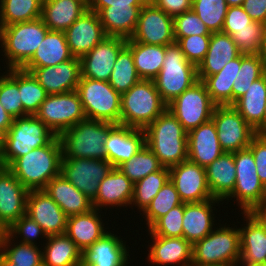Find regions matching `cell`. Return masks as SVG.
I'll return each mask as SVG.
<instances>
[{
  "mask_svg": "<svg viewBox=\"0 0 266 266\" xmlns=\"http://www.w3.org/2000/svg\"><path fill=\"white\" fill-rule=\"evenodd\" d=\"M259 56H260L261 60L264 62V65L266 68V23L264 24L263 40H262V45L260 48Z\"/></svg>",
  "mask_w": 266,
  "mask_h": 266,
  "instance_id": "62",
  "label": "cell"
},
{
  "mask_svg": "<svg viewBox=\"0 0 266 266\" xmlns=\"http://www.w3.org/2000/svg\"><path fill=\"white\" fill-rule=\"evenodd\" d=\"M242 8L253 21L266 23V0H244Z\"/></svg>",
  "mask_w": 266,
  "mask_h": 266,
  "instance_id": "59",
  "label": "cell"
},
{
  "mask_svg": "<svg viewBox=\"0 0 266 266\" xmlns=\"http://www.w3.org/2000/svg\"><path fill=\"white\" fill-rule=\"evenodd\" d=\"M55 137L56 134L35 115L15 118L6 133L1 166L8 167L18 157L48 145Z\"/></svg>",
  "mask_w": 266,
  "mask_h": 266,
  "instance_id": "6",
  "label": "cell"
},
{
  "mask_svg": "<svg viewBox=\"0 0 266 266\" xmlns=\"http://www.w3.org/2000/svg\"><path fill=\"white\" fill-rule=\"evenodd\" d=\"M35 116L56 136L87 119L77 90L47 95Z\"/></svg>",
  "mask_w": 266,
  "mask_h": 266,
  "instance_id": "10",
  "label": "cell"
},
{
  "mask_svg": "<svg viewBox=\"0 0 266 266\" xmlns=\"http://www.w3.org/2000/svg\"><path fill=\"white\" fill-rule=\"evenodd\" d=\"M73 57L64 32L49 30L32 58L23 67L56 66Z\"/></svg>",
  "mask_w": 266,
  "mask_h": 266,
  "instance_id": "36",
  "label": "cell"
},
{
  "mask_svg": "<svg viewBox=\"0 0 266 266\" xmlns=\"http://www.w3.org/2000/svg\"><path fill=\"white\" fill-rule=\"evenodd\" d=\"M14 118L9 115L0 103V130L7 133L13 123Z\"/></svg>",
  "mask_w": 266,
  "mask_h": 266,
  "instance_id": "61",
  "label": "cell"
},
{
  "mask_svg": "<svg viewBox=\"0 0 266 266\" xmlns=\"http://www.w3.org/2000/svg\"><path fill=\"white\" fill-rule=\"evenodd\" d=\"M266 229V197L248 212Z\"/></svg>",
  "mask_w": 266,
  "mask_h": 266,
  "instance_id": "60",
  "label": "cell"
},
{
  "mask_svg": "<svg viewBox=\"0 0 266 266\" xmlns=\"http://www.w3.org/2000/svg\"><path fill=\"white\" fill-rule=\"evenodd\" d=\"M77 266H95L93 264L86 263L83 259L80 261V263Z\"/></svg>",
  "mask_w": 266,
  "mask_h": 266,
  "instance_id": "67",
  "label": "cell"
},
{
  "mask_svg": "<svg viewBox=\"0 0 266 266\" xmlns=\"http://www.w3.org/2000/svg\"><path fill=\"white\" fill-rule=\"evenodd\" d=\"M62 157L61 142L56 136L48 145L18 157L7 168L27 190H41L60 175Z\"/></svg>",
  "mask_w": 266,
  "mask_h": 266,
  "instance_id": "2",
  "label": "cell"
},
{
  "mask_svg": "<svg viewBox=\"0 0 266 266\" xmlns=\"http://www.w3.org/2000/svg\"><path fill=\"white\" fill-rule=\"evenodd\" d=\"M100 211L93 208L87 213L68 217L65 234L82 252L108 232L100 218Z\"/></svg>",
  "mask_w": 266,
  "mask_h": 266,
  "instance_id": "30",
  "label": "cell"
},
{
  "mask_svg": "<svg viewBox=\"0 0 266 266\" xmlns=\"http://www.w3.org/2000/svg\"><path fill=\"white\" fill-rule=\"evenodd\" d=\"M43 190L68 217L93 209L92 201L61 174L52 178Z\"/></svg>",
  "mask_w": 266,
  "mask_h": 266,
  "instance_id": "29",
  "label": "cell"
},
{
  "mask_svg": "<svg viewBox=\"0 0 266 266\" xmlns=\"http://www.w3.org/2000/svg\"><path fill=\"white\" fill-rule=\"evenodd\" d=\"M46 240L43 266H77L82 260V251L65 233L50 235Z\"/></svg>",
  "mask_w": 266,
  "mask_h": 266,
  "instance_id": "39",
  "label": "cell"
},
{
  "mask_svg": "<svg viewBox=\"0 0 266 266\" xmlns=\"http://www.w3.org/2000/svg\"><path fill=\"white\" fill-rule=\"evenodd\" d=\"M242 214L246 226L239 228L241 256L238 263L266 265V229L248 212Z\"/></svg>",
  "mask_w": 266,
  "mask_h": 266,
  "instance_id": "32",
  "label": "cell"
},
{
  "mask_svg": "<svg viewBox=\"0 0 266 266\" xmlns=\"http://www.w3.org/2000/svg\"><path fill=\"white\" fill-rule=\"evenodd\" d=\"M240 66L241 54L229 61L218 73L208 77H198L216 105H232V86Z\"/></svg>",
  "mask_w": 266,
  "mask_h": 266,
  "instance_id": "37",
  "label": "cell"
},
{
  "mask_svg": "<svg viewBox=\"0 0 266 266\" xmlns=\"http://www.w3.org/2000/svg\"><path fill=\"white\" fill-rule=\"evenodd\" d=\"M43 0H0V28L41 17Z\"/></svg>",
  "mask_w": 266,
  "mask_h": 266,
  "instance_id": "40",
  "label": "cell"
},
{
  "mask_svg": "<svg viewBox=\"0 0 266 266\" xmlns=\"http://www.w3.org/2000/svg\"><path fill=\"white\" fill-rule=\"evenodd\" d=\"M244 0H226L228 6H242Z\"/></svg>",
  "mask_w": 266,
  "mask_h": 266,
  "instance_id": "65",
  "label": "cell"
},
{
  "mask_svg": "<svg viewBox=\"0 0 266 266\" xmlns=\"http://www.w3.org/2000/svg\"><path fill=\"white\" fill-rule=\"evenodd\" d=\"M266 73L259 55L241 54V66L232 86V104L248 91L250 85Z\"/></svg>",
  "mask_w": 266,
  "mask_h": 266,
  "instance_id": "42",
  "label": "cell"
},
{
  "mask_svg": "<svg viewBox=\"0 0 266 266\" xmlns=\"http://www.w3.org/2000/svg\"><path fill=\"white\" fill-rule=\"evenodd\" d=\"M211 35H191L189 37L175 38L185 58L198 67L204 59L210 42Z\"/></svg>",
  "mask_w": 266,
  "mask_h": 266,
  "instance_id": "52",
  "label": "cell"
},
{
  "mask_svg": "<svg viewBox=\"0 0 266 266\" xmlns=\"http://www.w3.org/2000/svg\"><path fill=\"white\" fill-rule=\"evenodd\" d=\"M131 39L149 45L173 44L176 42L173 18L148 1L140 10L137 27Z\"/></svg>",
  "mask_w": 266,
  "mask_h": 266,
  "instance_id": "15",
  "label": "cell"
},
{
  "mask_svg": "<svg viewBox=\"0 0 266 266\" xmlns=\"http://www.w3.org/2000/svg\"><path fill=\"white\" fill-rule=\"evenodd\" d=\"M28 193L7 167H0V226L4 230L26 213Z\"/></svg>",
  "mask_w": 266,
  "mask_h": 266,
  "instance_id": "19",
  "label": "cell"
},
{
  "mask_svg": "<svg viewBox=\"0 0 266 266\" xmlns=\"http://www.w3.org/2000/svg\"><path fill=\"white\" fill-rule=\"evenodd\" d=\"M172 18L192 10V0H149Z\"/></svg>",
  "mask_w": 266,
  "mask_h": 266,
  "instance_id": "57",
  "label": "cell"
},
{
  "mask_svg": "<svg viewBox=\"0 0 266 266\" xmlns=\"http://www.w3.org/2000/svg\"><path fill=\"white\" fill-rule=\"evenodd\" d=\"M144 145L143 129L116 124L106 138V160L118 168L122 163L131 160Z\"/></svg>",
  "mask_w": 266,
  "mask_h": 266,
  "instance_id": "22",
  "label": "cell"
},
{
  "mask_svg": "<svg viewBox=\"0 0 266 266\" xmlns=\"http://www.w3.org/2000/svg\"><path fill=\"white\" fill-rule=\"evenodd\" d=\"M264 33V23L253 21L248 28L234 29L231 38L243 55H259Z\"/></svg>",
  "mask_w": 266,
  "mask_h": 266,
  "instance_id": "50",
  "label": "cell"
},
{
  "mask_svg": "<svg viewBox=\"0 0 266 266\" xmlns=\"http://www.w3.org/2000/svg\"><path fill=\"white\" fill-rule=\"evenodd\" d=\"M133 188L134 183L119 168L113 167L100 182L98 194L92 201V206L98 210L103 209L104 206H112V208L125 206L126 208L131 205Z\"/></svg>",
  "mask_w": 266,
  "mask_h": 266,
  "instance_id": "24",
  "label": "cell"
},
{
  "mask_svg": "<svg viewBox=\"0 0 266 266\" xmlns=\"http://www.w3.org/2000/svg\"><path fill=\"white\" fill-rule=\"evenodd\" d=\"M228 8L226 0H192V10L211 33L222 31Z\"/></svg>",
  "mask_w": 266,
  "mask_h": 266,
  "instance_id": "49",
  "label": "cell"
},
{
  "mask_svg": "<svg viewBox=\"0 0 266 266\" xmlns=\"http://www.w3.org/2000/svg\"><path fill=\"white\" fill-rule=\"evenodd\" d=\"M7 71L4 72L7 75L0 76V103L14 119L27 116L18 89V68H10Z\"/></svg>",
  "mask_w": 266,
  "mask_h": 266,
  "instance_id": "46",
  "label": "cell"
},
{
  "mask_svg": "<svg viewBox=\"0 0 266 266\" xmlns=\"http://www.w3.org/2000/svg\"><path fill=\"white\" fill-rule=\"evenodd\" d=\"M188 160L206 168L224 153L212 120L187 132Z\"/></svg>",
  "mask_w": 266,
  "mask_h": 266,
  "instance_id": "23",
  "label": "cell"
},
{
  "mask_svg": "<svg viewBox=\"0 0 266 266\" xmlns=\"http://www.w3.org/2000/svg\"><path fill=\"white\" fill-rule=\"evenodd\" d=\"M242 266H266L264 264H242Z\"/></svg>",
  "mask_w": 266,
  "mask_h": 266,
  "instance_id": "69",
  "label": "cell"
},
{
  "mask_svg": "<svg viewBox=\"0 0 266 266\" xmlns=\"http://www.w3.org/2000/svg\"><path fill=\"white\" fill-rule=\"evenodd\" d=\"M77 92L87 119L120 124L121 94L109 82L80 77Z\"/></svg>",
  "mask_w": 266,
  "mask_h": 266,
  "instance_id": "9",
  "label": "cell"
},
{
  "mask_svg": "<svg viewBox=\"0 0 266 266\" xmlns=\"http://www.w3.org/2000/svg\"><path fill=\"white\" fill-rule=\"evenodd\" d=\"M143 6H110L99 13L100 22L106 36L130 39L137 27Z\"/></svg>",
  "mask_w": 266,
  "mask_h": 266,
  "instance_id": "35",
  "label": "cell"
},
{
  "mask_svg": "<svg viewBox=\"0 0 266 266\" xmlns=\"http://www.w3.org/2000/svg\"><path fill=\"white\" fill-rule=\"evenodd\" d=\"M148 262L158 265L192 266L193 245L183 237H163L150 234Z\"/></svg>",
  "mask_w": 266,
  "mask_h": 266,
  "instance_id": "26",
  "label": "cell"
},
{
  "mask_svg": "<svg viewBox=\"0 0 266 266\" xmlns=\"http://www.w3.org/2000/svg\"><path fill=\"white\" fill-rule=\"evenodd\" d=\"M211 120L224 152L234 153L248 148L257 134L232 105H216Z\"/></svg>",
  "mask_w": 266,
  "mask_h": 266,
  "instance_id": "13",
  "label": "cell"
},
{
  "mask_svg": "<svg viewBox=\"0 0 266 266\" xmlns=\"http://www.w3.org/2000/svg\"><path fill=\"white\" fill-rule=\"evenodd\" d=\"M219 199H209L202 202L185 203L183 217V238L192 245L202 240L205 236L216 228L214 224L216 203H220ZM214 208V209H213ZM214 226V227H213Z\"/></svg>",
  "mask_w": 266,
  "mask_h": 266,
  "instance_id": "25",
  "label": "cell"
},
{
  "mask_svg": "<svg viewBox=\"0 0 266 266\" xmlns=\"http://www.w3.org/2000/svg\"><path fill=\"white\" fill-rule=\"evenodd\" d=\"M248 148L254 156L257 175L266 187V134L257 133Z\"/></svg>",
  "mask_w": 266,
  "mask_h": 266,
  "instance_id": "56",
  "label": "cell"
},
{
  "mask_svg": "<svg viewBox=\"0 0 266 266\" xmlns=\"http://www.w3.org/2000/svg\"><path fill=\"white\" fill-rule=\"evenodd\" d=\"M234 162L236 166L235 187L226 200L236 198L241 210L249 212L266 197V187L257 175L255 159L249 148L234 152Z\"/></svg>",
  "mask_w": 266,
  "mask_h": 266,
  "instance_id": "12",
  "label": "cell"
},
{
  "mask_svg": "<svg viewBox=\"0 0 266 266\" xmlns=\"http://www.w3.org/2000/svg\"><path fill=\"white\" fill-rule=\"evenodd\" d=\"M115 125L107 121L85 119L63 131L58 136L62 146V158L106 160V138Z\"/></svg>",
  "mask_w": 266,
  "mask_h": 266,
  "instance_id": "4",
  "label": "cell"
},
{
  "mask_svg": "<svg viewBox=\"0 0 266 266\" xmlns=\"http://www.w3.org/2000/svg\"><path fill=\"white\" fill-rule=\"evenodd\" d=\"M169 180V168L162 167L159 171L151 173L134 184L131 205L143 212L159 190Z\"/></svg>",
  "mask_w": 266,
  "mask_h": 266,
  "instance_id": "44",
  "label": "cell"
},
{
  "mask_svg": "<svg viewBox=\"0 0 266 266\" xmlns=\"http://www.w3.org/2000/svg\"><path fill=\"white\" fill-rule=\"evenodd\" d=\"M263 134H266V105H265L264 120H263Z\"/></svg>",
  "mask_w": 266,
  "mask_h": 266,
  "instance_id": "66",
  "label": "cell"
},
{
  "mask_svg": "<svg viewBox=\"0 0 266 266\" xmlns=\"http://www.w3.org/2000/svg\"><path fill=\"white\" fill-rule=\"evenodd\" d=\"M129 251L117 235L107 232L82 252V259L95 266H127Z\"/></svg>",
  "mask_w": 266,
  "mask_h": 266,
  "instance_id": "27",
  "label": "cell"
},
{
  "mask_svg": "<svg viewBox=\"0 0 266 266\" xmlns=\"http://www.w3.org/2000/svg\"><path fill=\"white\" fill-rule=\"evenodd\" d=\"M22 69L31 72L48 95L77 90L81 77L78 57H73L56 66L22 67Z\"/></svg>",
  "mask_w": 266,
  "mask_h": 266,
  "instance_id": "18",
  "label": "cell"
},
{
  "mask_svg": "<svg viewBox=\"0 0 266 266\" xmlns=\"http://www.w3.org/2000/svg\"><path fill=\"white\" fill-rule=\"evenodd\" d=\"M240 256L239 228L223 225L193 244L192 266H239Z\"/></svg>",
  "mask_w": 266,
  "mask_h": 266,
  "instance_id": "7",
  "label": "cell"
},
{
  "mask_svg": "<svg viewBox=\"0 0 266 266\" xmlns=\"http://www.w3.org/2000/svg\"><path fill=\"white\" fill-rule=\"evenodd\" d=\"M185 203H182L166 215L157 219L148 229L149 234L163 237H183V217Z\"/></svg>",
  "mask_w": 266,
  "mask_h": 266,
  "instance_id": "51",
  "label": "cell"
},
{
  "mask_svg": "<svg viewBox=\"0 0 266 266\" xmlns=\"http://www.w3.org/2000/svg\"><path fill=\"white\" fill-rule=\"evenodd\" d=\"M126 46L131 50L138 76L153 80L163 66L165 46L149 45L127 39Z\"/></svg>",
  "mask_w": 266,
  "mask_h": 266,
  "instance_id": "38",
  "label": "cell"
},
{
  "mask_svg": "<svg viewBox=\"0 0 266 266\" xmlns=\"http://www.w3.org/2000/svg\"><path fill=\"white\" fill-rule=\"evenodd\" d=\"M265 105L266 73L255 80L248 91L232 104L244 120L259 134H263Z\"/></svg>",
  "mask_w": 266,
  "mask_h": 266,
  "instance_id": "33",
  "label": "cell"
},
{
  "mask_svg": "<svg viewBox=\"0 0 266 266\" xmlns=\"http://www.w3.org/2000/svg\"><path fill=\"white\" fill-rule=\"evenodd\" d=\"M64 34L71 54L78 58L90 52L106 37L98 13L89 9Z\"/></svg>",
  "mask_w": 266,
  "mask_h": 266,
  "instance_id": "21",
  "label": "cell"
},
{
  "mask_svg": "<svg viewBox=\"0 0 266 266\" xmlns=\"http://www.w3.org/2000/svg\"><path fill=\"white\" fill-rule=\"evenodd\" d=\"M11 241H14L13 238L4 232L0 246V253L8 261L15 265L43 266L42 251L39 246L20 242L14 243ZM12 243H14V245Z\"/></svg>",
  "mask_w": 266,
  "mask_h": 266,
  "instance_id": "43",
  "label": "cell"
},
{
  "mask_svg": "<svg viewBox=\"0 0 266 266\" xmlns=\"http://www.w3.org/2000/svg\"><path fill=\"white\" fill-rule=\"evenodd\" d=\"M127 39L106 36L90 52L80 57L81 77L108 82L119 52Z\"/></svg>",
  "mask_w": 266,
  "mask_h": 266,
  "instance_id": "17",
  "label": "cell"
},
{
  "mask_svg": "<svg viewBox=\"0 0 266 266\" xmlns=\"http://www.w3.org/2000/svg\"><path fill=\"white\" fill-rule=\"evenodd\" d=\"M145 144L163 167L170 168L188 160L187 131L166 109L145 129Z\"/></svg>",
  "mask_w": 266,
  "mask_h": 266,
  "instance_id": "1",
  "label": "cell"
},
{
  "mask_svg": "<svg viewBox=\"0 0 266 266\" xmlns=\"http://www.w3.org/2000/svg\"><path fill=\"white\" fill-rule=\"evenodd\" d=\"M153 81L161 98L168 105L198 81L197 67L185 58L175 42L165 46L162 69Z\"/></svg>",
  "mask_w": 266,
  "mask_h": 266,
  "instance_id": "8",
  "label": "cell"
},
{
  "mask_svg": "<svg viewBox=\"0 0 266 266\" xmlns=\"http://www.w3.org/2000/svg\"><path fill=\"white\" fill-rule=\"evenodd\" d=\"M49 29L42 18L0 28V48L7 69L22 68L34 55Z\"/></svg>",
  "mask_w": 266,
  "mask_h": 266,
  "instance_id": "5",
  "label": "cell"
},
{
  "mask_svg": "<svg viewBox=\"0 0 266 266\" xmlns=\"http://www.w3.org/2000/svg\"><path fill=\"white\" fill-rule=\"evenodd\" d=\"M216 104L211 100L204 83L198 80L167 105V109L189 132L212 119Z\"/></svg>",
  "mask_w": 266,
  "mask_h": 266,
  "instance_id": "11",
  "label": "cell"
},
{
  "mask_svg": "<svg viewBox=\"0 0 266 266\" xmlns=\"http://www.w3.org/2000/svg\"><path fill=\"white\" fill-rule=\"evenodd\" d=\"M113 169L107 160L62 158L60 174L93 201L100 182Z\"/></svg>",
  "mask_w": 266,
  "mask_h": 266,
  "instance_id": "14",
  "label": "cell"
},
{
  "mask_svg": "<svg viewBox=\"0 0 266 266\" xmlns=\"http://www.w3.org/2000/svg\"><path fill=\"white\" fill-rule=\"evenodd\" d=\"M240 54L230 35L222 32L212 33L208 51L197 67V76L208 77L218 73L229 61Z\"/></svg>",
  "mask_w": 266,
  "mask_h": 266,
  "instance_id": "31",
  "label": "cell"
},
{
  "mask_svg": "<svg viewBox=\"0 0 266 266\" xmlns=\"http://www.w3.org/2000/svg\"><path fill=\"white\" fill-rule=\"evenodd\" d=\"M5 232L13 239L15 237H21V240L19 241L20 243L30 245H37L34 240H37L39 235L43 238L48 237L43 229L26 213L15 221L7 230H5Z\"/></svg>",
  "mask_w": 266,
  "mask_h": 266,
  "instance_id": "54",
  "label": "cell"
},
{
  "mask_svg": "<svg viewBox=\"0 0 266 266\" xmlns=\"http://www.w3.org/2000/svg\"><path fill=\"white\" fill-rule=\"evenodd\" d=\"M162 167L158 157L145 144L131 160L122 163L118 168L135 184Z\"/></svg>",
  "mask_w": 266,
  "mask_h": 266,
  "instance_id": "47",
  "label": "cell"
},
{
  "mask_svg": "<svg viewBox=\"0 0 266 266\" xmlns=\"http://www.w3.org/2000/svg\"><path fill=\"white\" fill-rule=\"evenodd\" d=\"M179 194L170 179L159 190L148 207L143 211L148 228L160 217L166 215L170 210L182 204Z\"/></svg>",
  "mask_w": 266,
  "mask_h": 266,
  "instance_id": "48",
  "label": "cell"
},
{
  "mask_svg": "<svg viewBox=\"0 0 266 266\" xmlns=\"http://www.w3.org/2000/svg\"><path fill=\"white\" fill-rule=\"evenodd\" d=\"M140 80L141 78L138 76L134 65L132 52L125 46L117 56L108 82L118 93L123 94Z\"/></svg>",
  "mask_w": 266,
  "mask_h": 266,
  "instance_id": "41",
  "label": "cell"
},
{
  "mask_svg": "<svg viewBox=\"0 0 266 266\" xmlns=\"http://www.w3.org/2000/svg\"><path fill=\"white\" fill-rule=\"evenodd\" d=\"M5 137H6V133L4 131L0 130V157H1L3 149H4Z\"/></svg>",
  "mask_w": 266,
  "mask_h": 266,
  "instance_id": "64",
  "label": "cell"
},
{
  "mask_svg": "<svg viewBox=\"0 0 266 266\" xmlns=\"http://www.w3.org/2000/svg\"><path fill=\"white\" fill-rule=\"evenodd\" d=\"M169 179L183 203L213 199L206 180V170L189 160L169 168Z\"/></svg>",
  "mask_w": 266,
  "mask_h": 266,
  "instance_id": "16",
  "label": "cell"
},
{
  "mask_svg": "<svg viewBox=\"0 0 266 266\" xmlns=\"http://www.w3.org/2000/svg\"><path fill=\"white\" fill-rule=\"evenodd\" d=\"M0 266H31V265H15L12 262L8 261L1 253H0Z\"/></svg>",
  "mask_w": 266,
  "mask_h": 266,
  "instance_id": "63",
  "label": "cell"
},
{
  "mask_svg": "<svg viewBox=\"0 0 266 266\" xmlns=\"http://www.w3.org/2000/svg\"><path fill=\"white\" fill-rule=\"evenodd\" d=\"M149 0H88V9L99 13L110 6H144Z\"/></svg>",
  "mask_w": 266,
  "mask_h": 266,
  "instance_id": "58",
  "label": "cell"
},
{
  "mask_svg": "<svg viewBox=\"0 0 266 266\" xmlns=\"http://www.w3.org/2000/svg\"><path fill=\"white\" fill-rule=\"evenodd\" d=\"M206 180L212 197L224 201L236 182L234 153L224 152L206 168Z\"/></svg>",
  "mask_w": 266,
  "mask_h": 266,
  "instance_id": "34",
  "label": "cell"
},
{
  "mask_svg": "<svg viewBox=\"0 0 266 266\" xmlns=\"http://www.w3.org/2000/svg\"><path fill=\"white\" fill-rule=\"evenodd\" d=\"M5 230L0 226V246H1V241H2V237L4 234Z\"/></svg>",
  "mask_w": 266,
  "mask_h": 266,
  "instance_id": "68",
  "label": "cell"
},
{
  "mask_svg": "<svg viewBox=\"0 0 266 266\" xmlns=\"http://www.w3.org/2000/svg\"><path fill=\"white\" fill-rule=\"evenodd\" d=\"M87 10L88 0H43L41 18L50 31L65 32Z\"/></svg>",
  "mask_w": 266,
  "mask_h": 266,
  "instance_id": "28",
  "label": "cell"
},
{
  "mask_svg": "<svg viewBox=\"0 0 266 266\" xmlns=\"http://www.w3.org/2000/svg\"><path fill=\"white\" fill-rule=\"evenodd\" d=\"M26 214L43 229L47 236L66 232L68 216L43 189L29 191Z\"/></svg>",
  "mask_w": 266,
  "mask_h": 266,
  "instance_id": "20",
  "label": "cell"
},
{
  "mask_svg": "<svg viewBox=\"0 0 266 266\" xmlns=\"http://www.w3.org/2000/svg\"><path fill=\"white\" fill-rule=\"evenodd\" d=\"M18 89L23 110L28 115H35L47 97L45 89L31 72L18 68Z\"/></svg>",
  "mask_w": 266,
  "mask_h": 266,
  "instance_id": "45",
  "label": "cell"
},
{
  "mask_svg": "<svg viewBox=\"0 0 266 266\" xmlns=\"http://www.w3.org/2000/svg\"><path fill=\"white\" fill-rule=\"evenodd\" d=\"M173 27L175 38L212 34L193 10L174 17Z\"/></svg>",
  "mask_w": 266,
  "mask_h": 266,
  "instance_id": "53",
  "label": "cell"
},
{
  "mask_svg": "<svg viewBox=\"0 0 266 266\" xmlns=\"http://www.w3.org/2000/svg\"><path fill=\"white\" fill-rule=\"evenodd\" d=\"M251 22L253 20L242 6H230L226 13L221 32L231 36L234 33V29L248 28Z\"/></svg>",
  "mask_w": 266,
  "mask_h": 266,
  "instance_id": "55",
  "label": "cell"
},
{
  "mask_svg": "<svg viewBox=\"0 0 266 266\" xmlns=\"http://www.w3.org/2000/svg\"><path fill=\"white\" fill-rule=\"evenodd\" d=\"M166 109L154 81L141 79L121 94L120 125L144 130Z\"/></svg>",
  "mask_w": 266,
  "mask_h": 266,
  "instance_id": "3",
  "label": "cell"
}]
</instances>
